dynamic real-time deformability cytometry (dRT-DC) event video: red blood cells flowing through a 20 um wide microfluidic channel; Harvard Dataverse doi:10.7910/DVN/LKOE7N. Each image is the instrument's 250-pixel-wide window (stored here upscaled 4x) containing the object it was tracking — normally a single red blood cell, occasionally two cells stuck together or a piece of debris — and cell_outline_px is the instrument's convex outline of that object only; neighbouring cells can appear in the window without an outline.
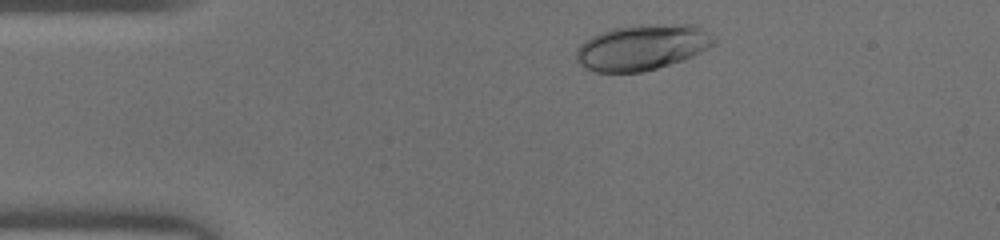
{"species": "human", "species_latin": "Homo sapiens", "temperature_condition": "warm", "stored_images_in_passage": 32, "camera_frame_rate_fps": 3000, "um_per_image_px": 0.085, "donor": {"sex": "male"}, "frame": {"image": 1, "passage_image": 3, "time_ms": 0.667, "image_size_px": [1000, 240], "cell_outline_px": [[716, 44], [684, 60], [656, 68], [640, 72], [596, 72], [584, 68], [576, 60], [576, 52], [580, 44], [584, 40], [600, 32], [612, 28], [632, 24], [692, 24], [700, 28], [716, 40]], "centroid_in_image_um": [54.55, 4.01], "position_along_channel_um": 30.5, "area_um2": 36.76}}
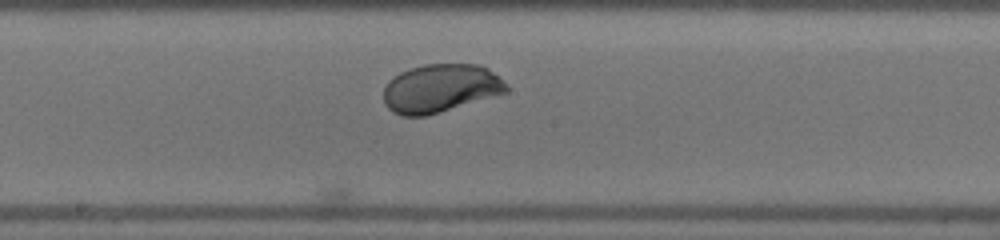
{"frame": {"image": 2, "passage_image": 19, "time_ms": 6.0, "image_size_px": [1000, 240], "cell_outline_px": [[508, 92], [440, 112], [424, 116], [400, 116], [392, 112], [384, 104], [384, 88], [388, 80], [400, 72], [424, 64], [480, 64], [488, 68], [508, 84]], "centroid_in_image_um": [37.43, 7.51], "position_along_channel_um": 210.8, "area_um2": 34.74}}
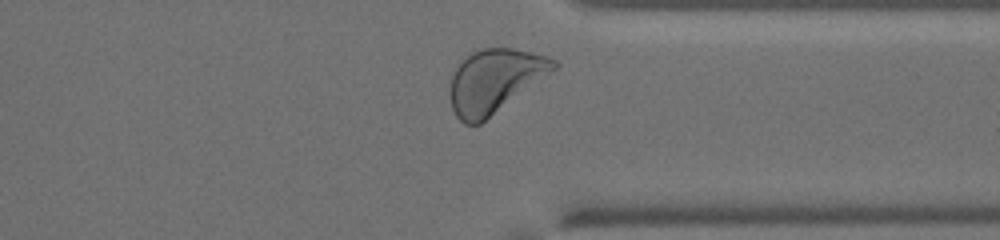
{"frame": {"image": 3, "passage_image": 30, "time_ms": 9.667, "image_size_px": [1000, 240], "cell_outline_px": [[560, 64], [556, 68], [480, 124], [464, 124], [456, 116], [452, 108], [448, 92], [448, 88], [452, 76], [456, 68], [472, 52], [484, 48], [512, 48], [532, 52], [548, 56], [556, 60]], "centroid_in_image_um": [42.02, 6.87], "position_along_channel_um": 369.4, "area_um2": 37.97}}